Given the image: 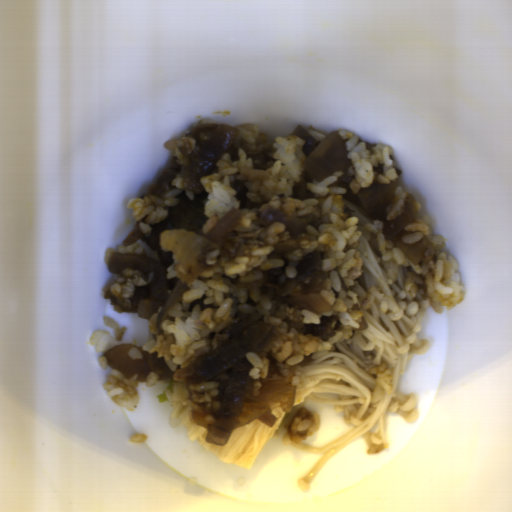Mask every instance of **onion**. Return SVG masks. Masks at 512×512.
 Instances as JSON below:
<instances>
[{"label": "onion", "instance_id": "obj_2", "mask_svg": "<svg viewBox=\"0 0 512 512\" xmlns=\"http://www.w3.org/2000/svg\"><path fill=\"white\" fill-rule=\"evenodd\" d=\"M277 330L269 322H256L228 343L180 367L172 378L184 381L186 389L211 379L249 353L262 358Z\"/></svg>", "mask_w": 512, "mask_h": 512}, {"label": "onion", "instance_id": "obj_5", "mask_svg": "<svg viewBox=\"0 0 512 512\" xmlns=\"http://www.w3.org/2000/svg\"><path fill=\"white\" fill-rule=\"evenodd\" d=\"M285 305L307 309L320 315L329 312L330 309L329 305L319 293L302 294L287 299Z\"/></svg>", "mask_w": 512, "mask_h": 512}, {"label": "onion", "instance_id": "obj_4", "mask_svg": "<svg viewBox=\"0 0 512 512\" xmlns=\"http://www.w3.org/2000/svg\"><path fill=\"white\" fill-rule=\"evenodd\" d=\"M260 218L266 222H281L285 226V231L288 232L292 238H298L302 234H306V227L313 226L319 229L324 221L314 214H309L304 219H300L285 211L277 210L274 207H266Z\"/></svg>", "mask_w": 512, "mask_h": 512}, {"label": "onion", "instance_id": "obj_6", "mask_svg": "<svg viewBox=\"0 0 512 512\" xmlns=\"http://www.w3.org/2000/svg\"><path fill=\"white\" fill-rule=\"evenodd\" d=\"M432 244L433 242L425 236L420 242L405 243L400 239L394 242L393 245L397 246L405 257L416 265L421 262L428 251V247L432 246Z\"/></svg>", "mask_w": 512, "mask_h": 512}, {"label": "onion", "instance_id": "obj_3", "mask_svg": "<svg viewBox=\"0 0 512 512\" xmlns=\"http://www.w3.org/2000/svg\"><path fill=\"white\" fill-rule=\"evenodd\" d=\"M298 386L282 385L268 394L264 406L235 413L226 418L216 420L205 433L206 441L217 446L225 445L232 429L247 425L254 420L261 421L267 427L273 425L275 417L271 414L273 409H281L286 413L292 409Z\"/></svg>", "mask_w": 512, "mask_h": 512}, {"label": "onion", "instance_id": "obj_1", "mask_svg": "<svg viewBox=\"0 0 512 512\" xmlns=\"http://www.w3.org/2000/svg\"><path fill=\"white\" fill-rule=\"evenodd\" d=\"M240 221V210L231 209L205 234L174 229L161 231L160 249H167L173 253L179 280L157 315L155 328L158 335L162 333L161 325L167 311L181 299L188 286L207 268L205 256L220 248L217 245L218 241L238 227Z\"/></svg>", "mask_w": 512, "mask_h": 512}]
</instances>
